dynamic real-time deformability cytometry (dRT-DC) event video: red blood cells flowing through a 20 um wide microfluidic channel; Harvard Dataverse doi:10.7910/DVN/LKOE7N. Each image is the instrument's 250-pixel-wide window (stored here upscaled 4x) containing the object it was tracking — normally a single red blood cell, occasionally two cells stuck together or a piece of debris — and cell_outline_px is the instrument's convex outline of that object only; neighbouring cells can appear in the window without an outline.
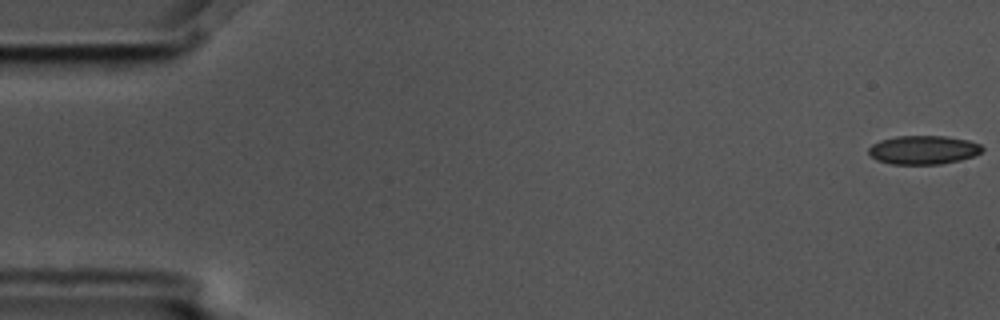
{"species": "common noctule bat (a hibernating species)", "species_latin": "Nyctalus noctula", "temperature_condition": "cold", "stored_images_in_passage": 15, "camera_frame_rate_fps": 3000, "um_per_image_px": 0.085, "animal": {"sex": "male", "body_mass_g": 17.5, "forearm_length_mm": 52.3}, "frame": {"image": 1, "passage_image": 1, "time_ms": 0.0, "image_size_px": [1000, 320], "cell_outline_px": [[984, 148], [980, 152], [972, 156], [960, 160], [940, 164], [892, 164], [876, 160], [868, 152], [868, 148], [872, 144], [880, 140], [896, 136], [944, 136], [968, 140], [980, 144]], "centroid_in_image_um": [78.46, 12.74], "position_along_channel_um": 6.5, "area_um2": 18.96}}
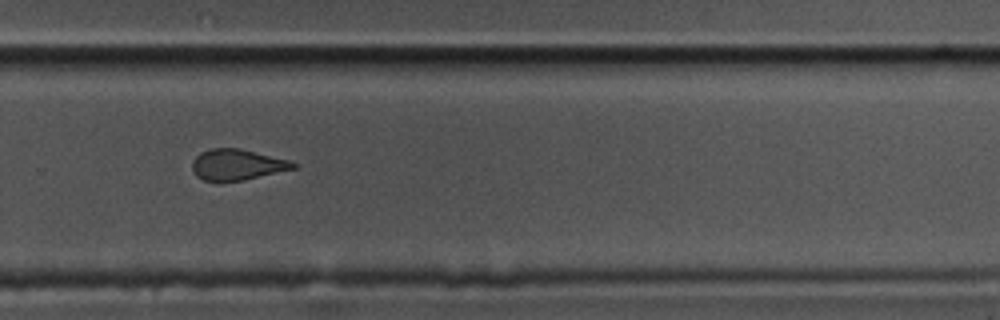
{"frame": {"image": 2, "passage_image": 11, "time_ms": 3.333, "image_size_px": [1000, 320], "cell_outline_px": [[296, 168], [244, 180], [220, 184], [204, 180], [196, 176], [192, 172], [192, 160], [200, 152], [208, 148], [240, 148], [288, 160], [296, 164]], "centroid_in_image_um": [20.07, 14.02], "position_along_channel_um": 309.7, "area_um2": 18.61}}
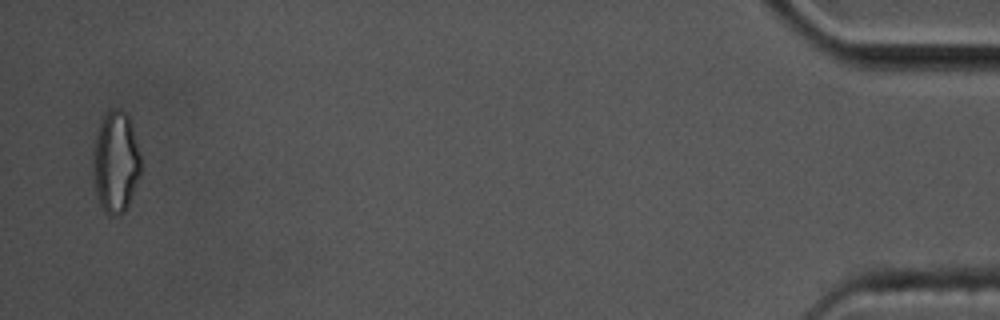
{"frame": {"image": 3, "passage_image": 15, "time_ms": 4.667, "image_size_px": [1000, 320], "cell_outline_px": [[140, 176], [128, 204], [124, 212], [120, 216], [108, 216], [104, 212], [100, 204], [96, 188], [92, 168], [92, 164], [96, 136], [100, 124], [104, 116], [112, 108], [120, 108], [128, 112], [140, 156]], "centroid_in_image_um": [9.84, 13.78], "position_along_channel_um": 425.4, "area_um2": 28.15}}